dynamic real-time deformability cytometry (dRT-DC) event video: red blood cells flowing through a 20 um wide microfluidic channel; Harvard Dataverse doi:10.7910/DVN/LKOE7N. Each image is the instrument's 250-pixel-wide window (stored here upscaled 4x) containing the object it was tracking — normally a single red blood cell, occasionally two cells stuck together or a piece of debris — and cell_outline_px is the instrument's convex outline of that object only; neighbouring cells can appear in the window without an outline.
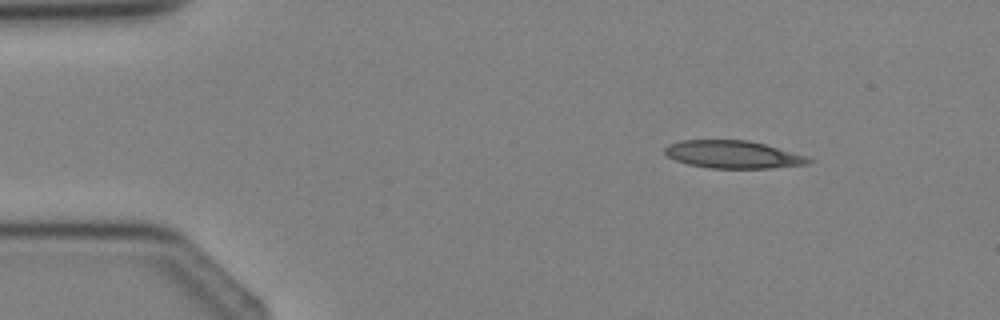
{"species": "Egyptian fruit bat (a non-hibernating species)", "species_latin": "Rousettus aegyptiacus", "temperature_condition": "cold", "stored_images_in_passage": 3, "camera_frame_rate_fps": 3000, "um_per_image_px": 0.085, "animal": {"sex": "female"}, "frame": {"image": 1, "passage_image": 1, "time_ms": 0.0, "image_size_px": [1000, 320], "cell_outline_px": [[812, 160], [808, 164], [772, 168], [708, 168], [688, 164], [676, 160], [668, 156], [664, 152], [664, 148], [668, 144], [680, 140], [748, 140], [764, 144], [808, 156]], "centroid_in_image_um": [62.3, 13.13], "position_along_channel_um": 22.7, "area_um2": 23.18}}